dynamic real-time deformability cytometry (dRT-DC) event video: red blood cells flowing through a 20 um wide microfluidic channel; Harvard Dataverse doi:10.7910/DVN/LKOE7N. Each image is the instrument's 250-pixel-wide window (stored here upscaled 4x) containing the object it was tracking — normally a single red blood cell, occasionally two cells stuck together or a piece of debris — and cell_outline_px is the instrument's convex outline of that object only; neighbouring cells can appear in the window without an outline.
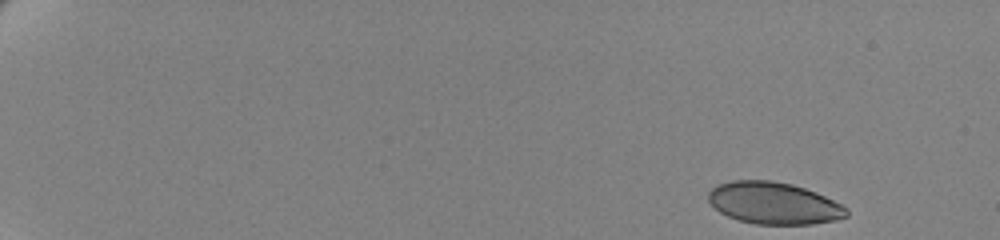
{"species": "human", "species_latin": "Homo sapiens", "temperature_condition": "cold", "stored_images_in_passage": 56, "camera_frame_rate_fps": 3000, "um_per_image_px": 0.085, "donor": {"sex": "female"}, "frame": {"image": 1, "passage_image": 1, "time_ms": 0.0, "image_size_px": [1000, 240], "cell_outline_px": [[848, 216], [836, 220], [812, 224], [756, 224], [740, 220], [728, 216], [720, 212], [708, 200], [708, 192], [716, 184], [732, 180], [772, 180], [792, 184], [816, 192], [848, 208]], "centroid_in_image_um": [65.77, 17.26], "position_along_channel_um": 19.2, "area_um2": 33.76}}
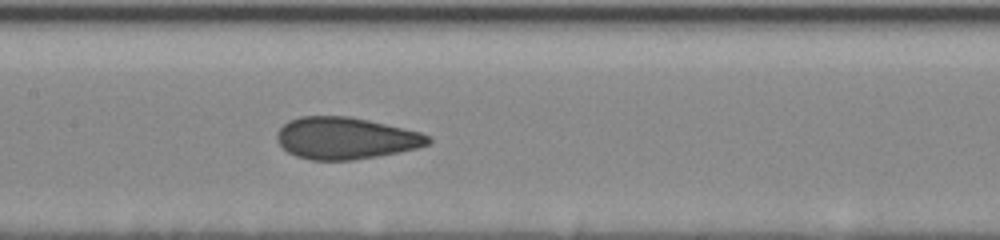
{"frame": {"image": 2, "passage_image": 29, "time_ms": 9.333, "image_size_px": [1000, 240], "cell_outline_px": [[432, 140], [428, 144], [416, 148], [400, 152], [352, 160], [312, 160], [296, 156], [288, 152], [276, 140], [276, 136], [280, 128], [288, 120], [300, 116], [348, 116], [368, 120], [404, 128], [420, 132], [428, 136]], "centroid_in_image_um": [29.36, 11.74], "position_along_channel_um": 178.0, "area_um2": 36.76}}
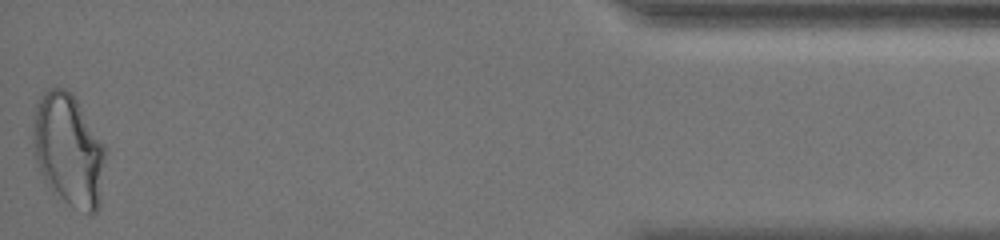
{"frame": {"image": 3, "passage_image": 56, "time_ms": 18.333, "image_size_px": [1000, 240], "cell_outline_px": [[104, 160], [100, 208], [92, 216], [72, 208], [44, 180], [36, 160], [36, 104], [40, 96], [48, 88], [64, 88], [76, 100], [104, 144]], "centroid_in_image_um": [5.88, 12.82], "position_along_channel_um": 429.3, "area_um2": 46.07}, "authors_computed_cell_mechanics": {"area_um2": 36.703, "velocity_mm_per_s": 3.4552, "shape_relaxation_time_tau1_ms": 8.8224, "shape_relaxation_time_tau2_ms": 0.9925, "deformation_change_tau1": 0.1553, "deformation_change_tau2": 0.0585}}